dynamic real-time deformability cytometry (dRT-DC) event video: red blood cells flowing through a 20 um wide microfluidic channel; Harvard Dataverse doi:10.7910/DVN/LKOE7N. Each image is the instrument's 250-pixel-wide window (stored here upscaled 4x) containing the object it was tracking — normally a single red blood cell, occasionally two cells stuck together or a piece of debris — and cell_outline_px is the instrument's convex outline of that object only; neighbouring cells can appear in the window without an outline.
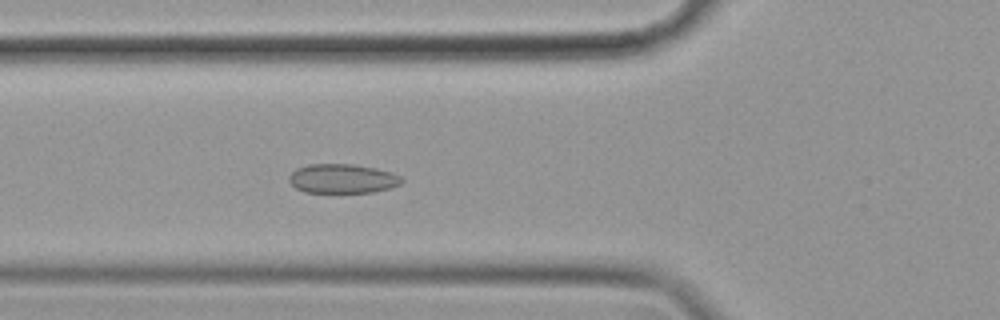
{"species": "common noctule bat (a hibernating species)", "species_latin": "Nyctalus noctula", "temperature_condition": "cold", "stored_images_in_passage": 22, "camera_frame_rate_fps": 3000, "um_per_image_px": 0.085, "animal": {"sex": "female", "body_mass_g": 19.9}, "frame": {"image": 1, "passage_image": 16, "time_ms": 5.0, "image_size_px": [1000, 320], "cell_outline_px": [[404, 180], [400, 184], [392, 188], [372, 192], [304, 192], [296, 188], [288, 180], [288, 176], [296, 168], [308, 164], [352, 164], [376, 168], [392, 172], [400, 176]], "centroid_in_image_um": [29.11, 15.18], "position_along_channel_um": 96.7, "area_um2": 19.31}}
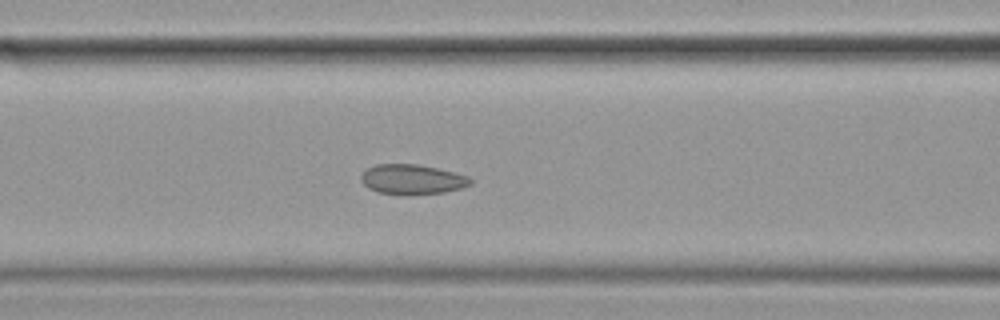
{"frame": {"image": 2, "passage_image": 19, "time_ms": 6.0, "image_size_px": [1000, 320], "cell_outline_px": [[472, 184], [460, 188], [444, 192], [408, 196], [404, 196], [380, 192], [368, 188], [360, 180], [360, 176], [368, 168], [376, 164], [416, 164], [436, 168], [468, 176], [472, 180]], "centroid_in_image_um": [35.02, 15.26], "position_along_channel_um": 131.6, "area_um2": 19.13}}
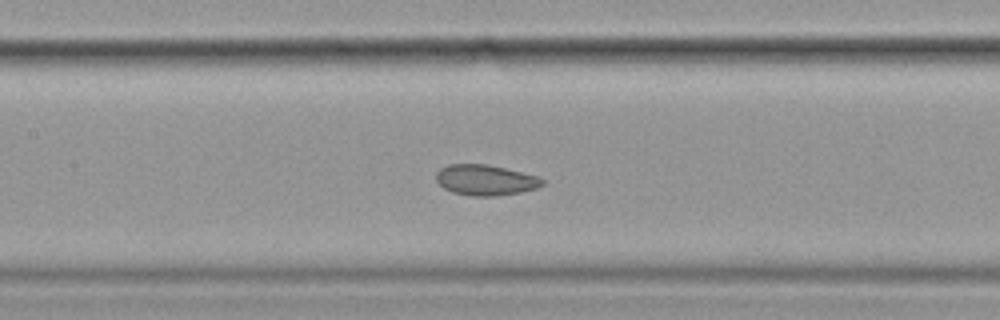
{"frame": {"image": 3, "passage_image": 22, "time_ms": 7.0, "image_size_px": [1000, 320], "cell_outline_px": [[544, 184], [536, 188], [520, 192], [496, 196], [472, 196], [452, 192], [444, 188], [436, 180], [436, 172], [440, 168], [448, 164], [488, 164], [536, 176], [544, 180]], "centroid_in_image_um": [41.23, 15.3], "position_along_channel_um": 166.2, "area_um2": 18.84}}